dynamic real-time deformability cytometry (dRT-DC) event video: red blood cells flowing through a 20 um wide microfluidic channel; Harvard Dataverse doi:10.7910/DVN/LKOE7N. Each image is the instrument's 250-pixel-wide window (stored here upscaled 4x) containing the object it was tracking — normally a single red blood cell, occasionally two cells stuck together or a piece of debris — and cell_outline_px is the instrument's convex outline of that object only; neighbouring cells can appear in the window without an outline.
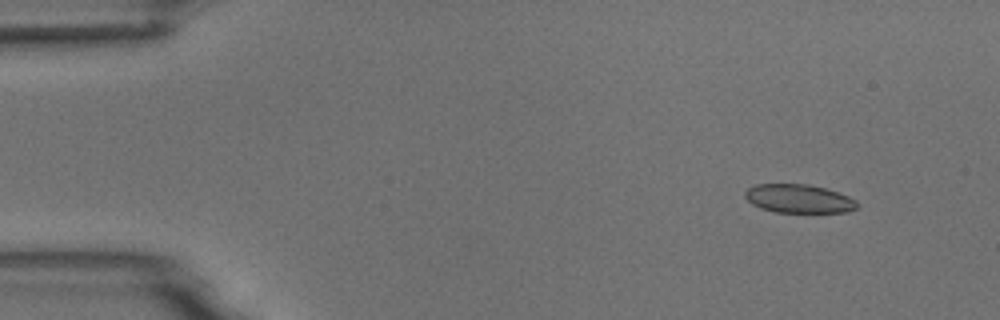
{"species": "common noctule bat (a hibernating species)", "species_latin": "Nyctalus noctula", "temperature_condition": "room temperature", "stored_images_in_passage": 5, "camera_frame_rate_fps": 3000, "um_per_image_px": 0.085, "animal": {"sex": "male", "body_mass_g": 18.8}, "frame": {"image": 1, "passage_image": 2, "time_ms": 1.0, "image_size_px": [1000, 320], "cell_outline_px": [[856, 208], [848, 212], [776, 212], [760, 208], [752, 204], [744, 196], [744, 192], [748, 188], [756, 184], [808, 184], [824, 188], [848, 196], [856, 200]], "centroid_in_image_um": [67.86, 16.88], "position_along_channel_um": 17.1, "area_um2": 18.55}}
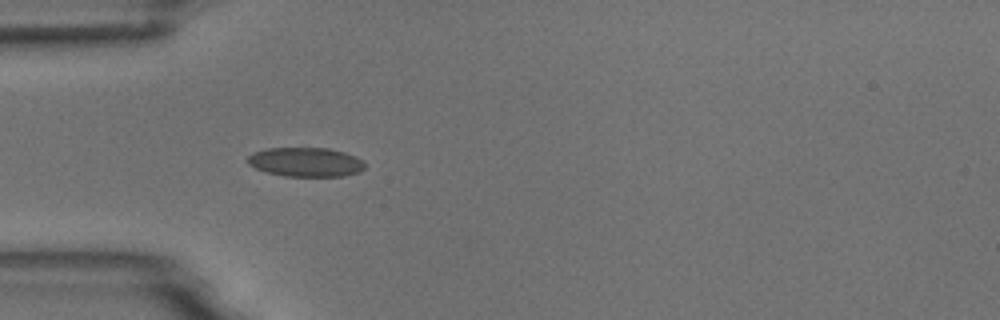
{"frame": {"image": 2, "passage_image": 5, "time_ms": 4.667, "image_size_px": [1000, 320], "cell_outline_px": [[364, 168], [360, 172], [344, 176], [284, 176], [268, 172], [256, 168], [248, 164], [248, 156], [252, 152], [268, 148], [328, 148], [344, 152], [356, 156], [364, 164]], "centroid_in_image_um": [25.98, 13.77], "position_along_channel_um": 59.0, "area_um2": 19.88}}